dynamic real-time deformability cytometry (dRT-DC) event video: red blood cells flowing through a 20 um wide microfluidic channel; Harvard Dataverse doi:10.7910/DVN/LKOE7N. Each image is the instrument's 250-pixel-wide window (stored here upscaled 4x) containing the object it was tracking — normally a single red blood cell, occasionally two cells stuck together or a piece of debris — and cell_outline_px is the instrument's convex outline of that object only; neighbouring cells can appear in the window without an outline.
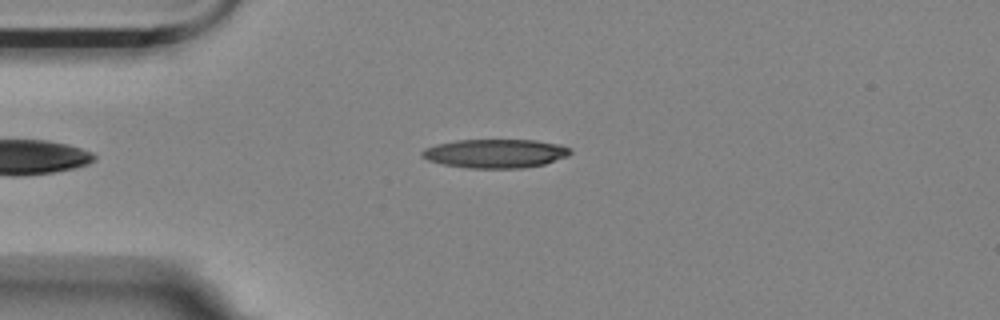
{"species": "Egyptian fruit bat (a non-hibernating species)", "species_latin": "Rousettus aegyptiacus", "temperature_condition": "room temperature", "stored_images_in_passage": 37, "camera_frame_rate_fps": 3000, "um_per_image_px": 0.085, "animal": {"sex": "female"}, "frame": {"image": 1, "passage_image": 2, "time_ms": 0.333, "image_size_px": [1000, 320], "cell_outline_px": [[572, 152], [568, 156], [544, 164], [524, 168], [468, 168], [444, 164], [428, 160], [420, 156], [420, 152], [424, 148], [436, 144], [456, 140], [536, 140], [560, 144], [568, 148]], "centroid_in_image_um": [42.09, 13.04], "position_along_channel_um": 42.9, "area_um2": 24.97}}
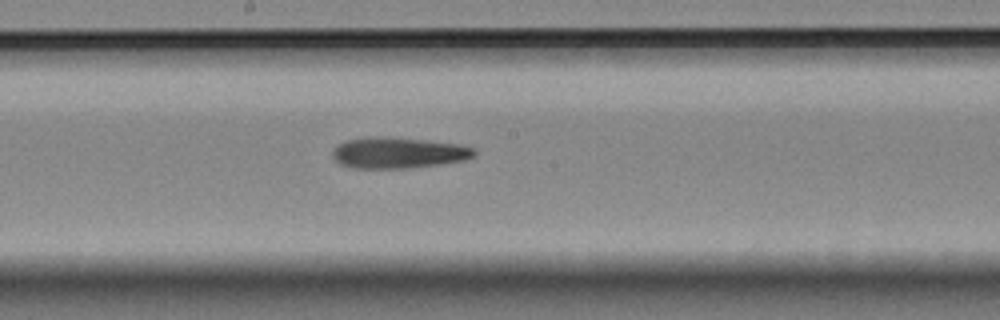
{"frame": {"image": 2, "passage_image": 18, "time_ms": 5.667, "image_size_px": [1000, 320], "cell_outline_px": [[476, 152], [472, 156], [464, 160], [436, 164], [404, 168], [352, 168], [340, 164], [332, 156], [332, 152], [340, 144], [348, 140], [372, 136], [384, 136], [424, 140], [460, 144], [472, 148]], "centroid_in_image_um": [33.82, 12.98], "position_along_channel_um": 214.4, "area_um2": 25.2}}
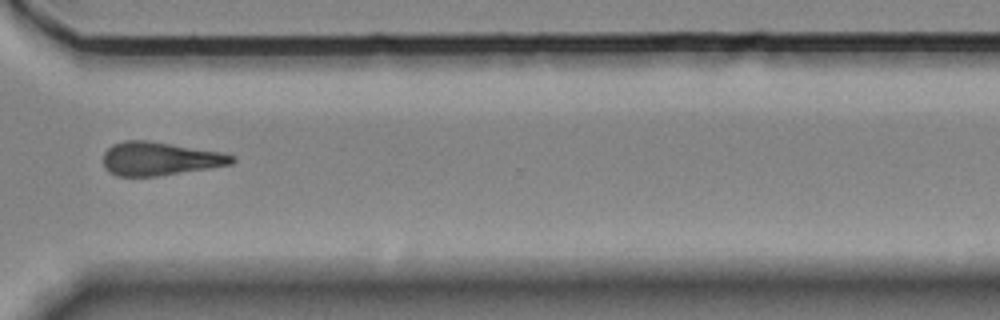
{"frame": {"image": 3, "passage_image": 30, "time_ms": 9.667, "image_size_px": [1000, 320], "cell_outline_px": [[236, 160], [232, 164], [208, 168], [156, 176], [116, 176], [108, 172], [104, 168], [104, 152], [112, 144], [124, 140], [148, 140], [220, 152], [236, 156]], "centroid_in_image_um": [13.55, 13.49], "position_along_channel_um": 357.0, "area_um2": 25.03}}